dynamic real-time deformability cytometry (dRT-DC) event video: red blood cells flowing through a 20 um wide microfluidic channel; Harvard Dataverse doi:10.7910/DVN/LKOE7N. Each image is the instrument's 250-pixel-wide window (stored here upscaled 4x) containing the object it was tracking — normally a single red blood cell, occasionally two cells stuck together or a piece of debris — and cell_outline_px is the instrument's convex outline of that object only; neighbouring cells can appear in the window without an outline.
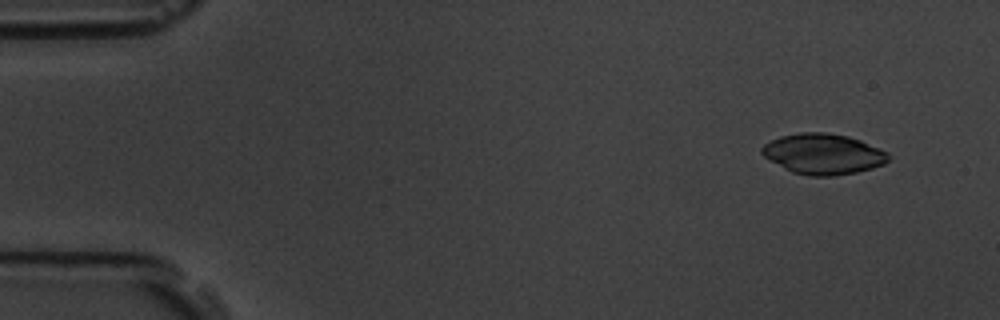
{"species": "common noctule bat (a hibernating species)", "species_latin": "Nyctalus noctula", "temperature_condition": "room temperature", "stored_images_in_passage": 6, "camera_frame_rate_fps": 3000, "um_per_image_px": 0.085, "animal": {"sex": "male", "body_mass_g": 19.5, "forearm_length_mm": 54.6}, "frame": {"image": 1, "passage_image": 1, "time_ms": 0.0, "image_size_px": [1000, 320], "cell_outline_px": [[892, 156], [884, 164], [872, 168], [856, 172], [836, 176], [808, 176], [792, 172], [784, 168], [764, 156], [760, 152], [760, 148], [764, 144], [780, 136], [800, 132], [828, 132], [848, 136], [860, 140], [880, 148], [888, 152]], "centroid_in_image_um": [69.99, 13.08], "position_along_channel_um": 15.0, "area_um2": 30.11}}